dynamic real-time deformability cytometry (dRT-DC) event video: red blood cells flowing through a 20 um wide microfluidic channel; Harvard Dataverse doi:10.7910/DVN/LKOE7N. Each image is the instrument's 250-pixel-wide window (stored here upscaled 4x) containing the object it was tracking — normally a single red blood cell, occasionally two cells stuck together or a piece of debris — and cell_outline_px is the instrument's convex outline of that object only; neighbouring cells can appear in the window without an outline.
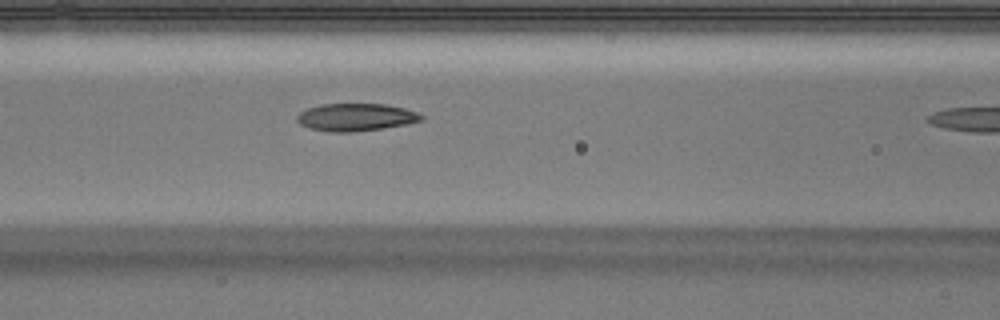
{"species": "Egyptian fruit bat (a non-hibernating species)", "species_latin": "Rousettus aegyptiacus", "temperature_condition": "warm", "stored_images_in_passage": 10, "camera_frame_rate_fps": 3000, "um_per_image_px": 0.085, "animal": {"sex": "male"}, "frame": {"image": 1, "passage_image": 9, "time_ms": 2.667, "image_size_px": [1000, 320], "cell_outline_px": [[424, 120], [408, 124], [384, 128], [348, 132], [328, 132], [308, 128], [300, 124], [296, 120], [296, 116], [300, 112], [308, 108], [320, 104], [384, 104], [404, 108], [416, 112], [424, 116]], "centroid_in_image_um": [30.24, 9.97], "position_along_channel_um": 136.4, "area_um2": 20.06}}